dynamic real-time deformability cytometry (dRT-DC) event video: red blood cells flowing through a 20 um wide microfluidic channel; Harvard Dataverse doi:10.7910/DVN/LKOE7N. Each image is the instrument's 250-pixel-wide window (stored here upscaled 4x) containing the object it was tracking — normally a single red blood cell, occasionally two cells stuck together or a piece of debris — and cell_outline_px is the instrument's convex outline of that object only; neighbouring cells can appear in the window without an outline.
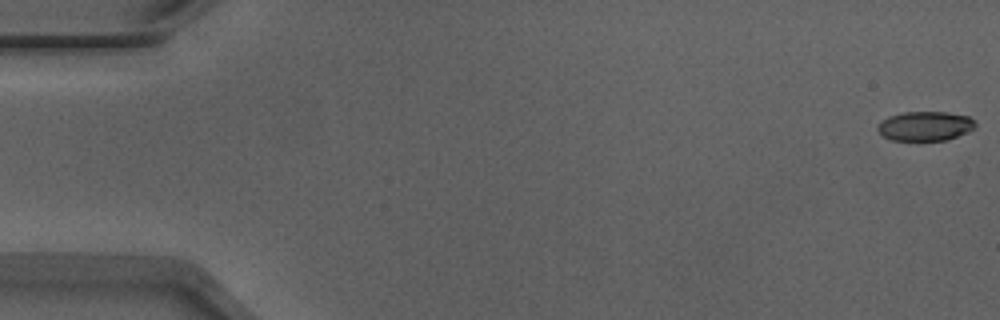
{"species": "Egyptian fruit bat (a non-hibernating species)", "species_latin": "Rousettus aegyptiacus", "temperature_condition": "warm", "stored_images_in_passage": 53, "camera_frame_rate_fps": 3000, "um_per_image_px": 0.085, "animal": {"sex": "male"}, "frame": {"image": 1, "passage_image": 1, "time_ms": 0.0, "image_size_px": [1000, 320], "cell_outline_px": [[976, 128], [968, 132], [948, 140], [892, 140], [884, 136], [876, 128], [880, 120], [888, 116], [904, 112], [948, 112], [968, 116], [976, 124]], "centroid_in_image_um": [78.64, 10.71], "position_along_channel_um": 6.4, "area_um2": 16.82}}
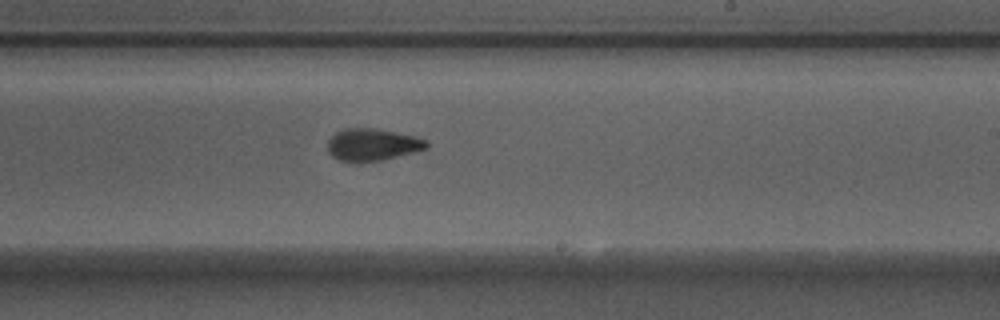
{"frame": {"image": 2, "passage_image": 32, "time_ms": 10.333, "image_size_px": [1000, 320], "cell_outline_px": [[428, 148], [416, 152], [380, 160], [356, 164], [340, 160], [332, 156], [328, 152], [328, 140], [336, 132], [344, 128], [372, 128], [416, 136], [428, 140]], "centroid_in_image_um": [31.65, 12.31], "position_along_channel_um": 257.3, "area_um2": 18.79}}
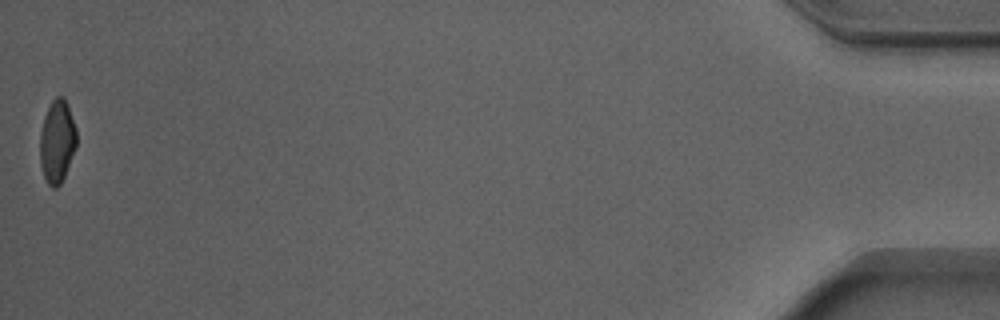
{"frame": {"image": 3, "passage_image": 53, "time_ms": 17.333, "image_size_px": [1000, 320], "cell_outline_px": [[76, 148], [64, 176], [60, 184], [56, 188], [52, 188], [48, 184], [44, 176], [40, 164], [40, 132], [44, 116], [52, 100], [56, 96], [64, 96], [68, 104], [76, 128]], "centroid_in_image_um": [4.85, 12.0], "position_along_channel_um": 430.3, "area_um2": 17.74}, "authors_computed_cell_mechanics": {"area_um2": 18.6116, "velocity_mm_per_s": 3.9222, "shape_relaxation_time_tau1_ms": 5.1871, "shape_relaxation_time_tau2_ms": 2.0776, "deformation_change_tau1": 0.2005, "deformation_change_tau2": 0.0888}}